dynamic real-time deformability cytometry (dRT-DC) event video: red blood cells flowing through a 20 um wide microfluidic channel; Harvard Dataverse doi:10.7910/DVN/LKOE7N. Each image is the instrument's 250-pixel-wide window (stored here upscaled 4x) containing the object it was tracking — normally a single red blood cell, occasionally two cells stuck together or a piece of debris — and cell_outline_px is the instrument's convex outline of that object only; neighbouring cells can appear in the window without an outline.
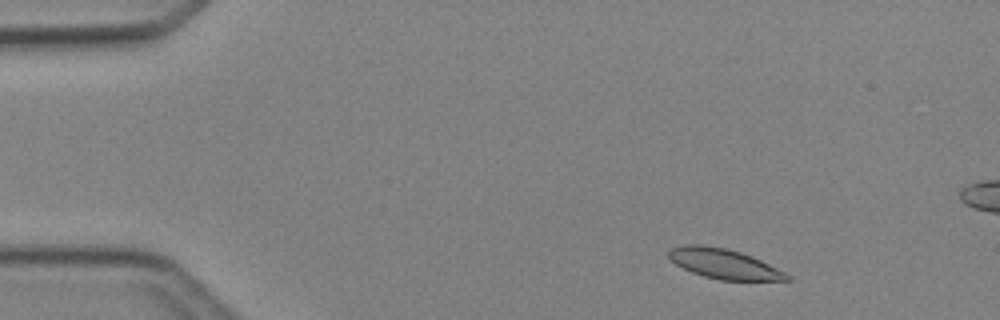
{"species": "Egyptian fruit bat (a non-hibernating species)", "species_latin": "Rousettus aegyptiacus", "temperature_condition": "cold", "stored_images_in_passage": 4, "camera_frame_rate_fps": 3000, "um_per_image_px": 0.085, "animal": {"sex": "female"}, "frame": {"image": 1, "passage_image": 1, "time_ms": 0.0, "image_size_px": [1000, 320], "cell_outline_px": [[792, 280], [720, 280], [704, 276], [692, 272], [676, 264], [668, 256], [668, 248], [680, 244], [704, 244], [724, 248], [740, 252], [752, 256], [792, 276]], "centroid_in_image_um": [61.49, 22.4], "position_along_channel_um": 23.5, "area_um2": 20.58}}